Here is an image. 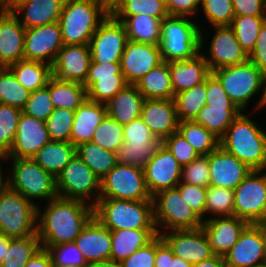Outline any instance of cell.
Segmentation results:
<instances>
[{
	"mask_svg": "<svg viewBox=\"0 0 266 267\" xmlns=\"http://www.w3.org/2000/svg\"><path fill=\"white\" fill-rule=\"evenodd\" d=\"M47 202L43 213L37 206V235L42 248L74 242L94 216V207L80 200L57 197Z\"/></svg>",
	"mask_w": 266,
	"mask_h": 267,
	"instance_id": "obj_1",
	"label": "cell"
},
{
	"mask_svg": "<svg viewBox=\"0 0 266 267\" xmlns=\"http://www.w3.org/2000/svg\"><path fill=\"white\" fill-rule=\"evenodd\" d=\"M220 147L252 170H266V132L241 113L220 139Z\"/></svg>",
	"mask_w": 266,
	"mask_h": 267,
	"instance_id": "obj_2",
	"label": "cell"
},
{
	"mask_svg": "<svg viewBox=\"0 0 266 267\" xmlns=\"http://www.w3.org/2000/svg\"><path fill=\"white\" fill-rule=\"evenodd\" d=\"M109 13L100 0H65L58 19L64 45L89 44Z\"/></svg>",
	"mask_w": 266,
	"mask_h": 267,
	"instance_id": "obj_3",
	"label": "cell"
},
{
	"mask_svg": "<svg viewBox=\"0 0 266 267\" xmlns=\"http://www.w3.org/2000/svg\"><path fill=\"white\" fill-rule=\"evenodd\" d=\"M182 16H166L161 22L160 52L163 61L192 59L202 49L204 35L197 23Z\"/></svg>",
	"mask_w": 266,
	"mask_h": 267,
	"instance_id": "obj_4",
	"label": "cell"
},
{
	"mask_svg": "<svg viewBox=\"0 0 266 267\" xmlns=\"http://www.w3.org/2000/svg\"><path fill=\"white\" fill-rule=\"evenodd\" d=\"M94 216L108 229H156L152 200L99 198Z\"/></svg>",
	"mask_w": 266,
	"mask_h": 267,
	"instance_id": "obj_5",
	"label": "cell"
},
{
	"mask_svg": "<svg viewBox=\"0 0 266 267\" xmlns=\"http://www.w3.org/2000/svg\"><path fill=\"white\" fill-rule=\"evenodd\" d=\"M37 204L6 186L0 192V235H37Z\"/></svg>",
	"mask_w": 266,
	"mask_h": 267,
	"instance_id": "obj_6",
	"label": "cell"
},
{
	"mask_svg": "<svg viewBox=\"0 0 266 267\" xmlns=\"http://www.w3.org/2000/svg\"><path fill=\"white\" fill-rule=\"evenodd\" d=\"M11 174L7 177V186L22 194L25 198H57L56 178L44 170L33 158H11Z\"/></svg>",
	"mask_w": 266,
	"mask_h": 267,
	"instance_id": "obj_7",
	"label": "cell"
},
{
	"mask_svg": "<svg viewBox=\"0 0 266 267\" xmlns=\"http://www.w3.org/2000/svg\"><path fill=\"white\" fill-rule=\"evenodd\" d=\"M221 83L226 94L244 111L254 94L262 89L265 75L251 62L218 68L211 72Z\"/></svg>",
	"mask_w": 266,
	"mask_h": 267,
	"instance_id": "obj_8",
	"label": "cell"
},
{
	"mask_svg": "<svg viewBox=\"0 0 266 267\" xmlns=\"http://www.w3.org/2000/svg\"><path fill=\"white\" fill-rule=\"evenodd\" d=\"M154 222L158 228L163 225L169 230L197 229L203 220L183 200L177 187L159 191L152 196Z\"/></svg>",
	"mask_w": 266,
	"mask_h": 267,
	"instance_id": "obj_9",
	"label": "cell"
},
{
	"mask_svg": "<svg viewBox=\"0 0 266 267\" xmlns=\"http://www.w3.org/2000/svg\"><path fill=\"white\" fill-rule=\"evenodd\" d=\"M56 189L58 197L85 203L94 196L96 199L91 202L94 207L100 198V178L76 154L57 175Z\"/></svg>",
	"mask_w": 266,
	"mask_h": 267,
	"instance_id": "obj_10",
	"label": "cell"
},
{
	"mask_svg": "<svg viewBox=\"0 0 266 267\" xmlns=\"http://www.w3.org/2000/svg\"><path fill=\"white\" fill-rule=\"evenodd\" d=\"M100 198L119 200H152L140 167L117 163L100 179Z\"/></svg>",
	"mask_w": 266,
	"mask_h": 267,
	"instance_id": "obj_11",
	"label": "cell"
},
{
	"mask_svg": "<svg viewBox=\"0 0 266 267\" xmlns=\"http://www.w3.org/2000/svg\"><path fill=\"white\" fill-rule=\"evenodd\" d=\"M234 216L248 224H260L266 221L264 170H252L234 189Z\"/></svg>",
	"mask_w": 266,
	"mask_h": 267,
	"instance_id": "obj_12",
	"label": "cell"
},
{
	"mask_svg": "<svg viewBox=\"0 0 266 267\" xmlns=\"http://www.w3.org/2000/svg\"><path fill=\"white\" fill-rule=\"evenodd\" d=\"M127 42L128 36L123 22L109 13L91 37L89 46L92 62L120 63Z\"/></svg>",
	"mask_w": 266,
	"mask_h": 267,
	"instance_id": "obj_13",
	"label": "cell"
},
{
	"mask_svg": "<svg viewBox=\"0 0 266 267\" xmlns=\"http://www.w3.org/2000/svg\"><path fill=\"white\" fill-rule=\"evenodd\" d=\"M63 46L58 22L26 29L24 60L38 61L52 66Z\"/></svg>",
	"mask_w": 266,
	"mask_h": 267,
	"instance_id": "obj_14",
	"label": "cell"
},
{
	"mask_svg": "<svg viewBox=\"0 0 266 267\" xmlns=\"http://www.w3.org/2000/svg\"><path fill=\"white\" fill-rule=\"evenodd\" d=\"M167 231L161 232L160 236L171 248L174 255L188 263L194 265L215 255L202 227Z\"/></svg>",
	"mask_w": 266,
	"mask_h": 267,
	"instance_id": "obj_15",
	"label": "cell"
},
{
	"mask_svg": "<svg viewBox=\"0 0 266 267\" xmlns=\"http://www.w3.org/2000/svg\"><path fill=\"white\" fill-rule=\"evenodd\" d=\"M182 167L162 144L143 168L145 184L151 196L180 183Z\"/></svg>",
	"mask_w": 266,
	"mask_h": 267,
	"instance_id": "obj_16",
	"label": "cell"
},
{
	"mask_svg": "<svg viewBox=\"0 0 266 267\" xmlns=\"http://www.w3.org/2000/svg\"><path fill=\"white\" fill-rule=\"evenodd\" d=\"M226 267H254L266 263L263 231L259 224H248L238 241L223 256Z\"/></svg>",
	"mask_w": 266,
	"mask_h": 267,
	"instance_id": "obj_17",
	"label": "cell"
},
{
	"mask_svg": "<svg viewBox=\"0 0 266 267\" xmlns=\"http://www.w3.org/2000/svg\"><path fill=\"white\" fill-rule=\"evenodd\" d=\"M162 62L159 45L128 40L120 65L127 83L136 85L145 74Z\"/></svg>",
	"mask_w": 266,
	"mask_h": 267,
	"instance_id": "obj_18",
	"label": "cell"
},
{
	"mask_svg": "<svg viewBox=\"0 0 266 267\" xmlns=\"http://www.w3.org/2000/svg\"><path fill=\"white\" fill-rule=\"evenodd\" d=\"M50 141L45 121L21 113L12 148L4 159L32 158Z\"/></svg>",
	"mask_w": 266,
	"mask_h": 267,
	"instance_id": "obj_19",
	"label": "cell"
},
{
	"mask_svg": "<svg viewBox=\"0 0 266 267\" xmlns=\"http://www.w3.org/2000/svg\"><path fill=\"white\" fill-rule=\"evenodd\" d=\"M215 34L210 43V58L203 54L210 71L221 67L240 65L249 60V56L237 41L230 26H214Z\"/></svg>",
	"mask_w": 266,
	"mask_h": 267,
	"instance_id": "obj_20",
	"label": "cell"
},
{
	"mask_svg": "<svg viewBox=\"0 0 266 267\" xmlns=\"http://www.w3.org/2000/svg\"><path fill=\"white\" fill-rule=\"evenodd\" d=\"M91 61L89 44L64 45L52 65V76L59 80L84 84Z\"/></svg>",
	"mask_w": 266,
	"mask_h": 267,
	"instance_id": "obj_21",
	"label": "cell"
},
{
	"mask_svg": "<svg viewBox=\"0 0 266 267\" xmlns=\"http://www.w3.org/2000/svg\"><path fill=\"white\" fill-rule=\"evenodd\" d=\"M208 162L210 186L234 190L252 171L220 146L208 155Z\"/></svg>",
	"mask_w": 266,
	"mask_h": 267,
	"instance_id": "obj_22",
	"label": "cell"
},
{
	"mask_svg": "<svg viewBox=\"0 0 266 267\" xmlns=\"http://www.w3.org/2000/svg\"><path fill=\"white\" fill-rule=\"evenodd\" d=\"M141 118L161 142L178 130L174 99H144Z\"/></svg>",
	"mask_w": 266,
	"mask_h": 267,
	"instance_id": "obj_23",
	"label": "cell"
},
{
	"mask_svg": "<svg viewBox=\"0 0 266 267\" xmlns=\"http://www.w3.org/2000/svg\"><path fill=\"white\" fill-rule=\"evenodd\" d=\"M74 243L87 263L110 261L111 230L95 216L85 225Z\"/></svg>",
	"mask_w": 266,
	"mask_h": 267,
	"instance_id": "obj_24",
	"label": "cell"
},
{
	"mask_svg": "<svg viewBox=\"0 0 266 267\" xmlns=\"http://www.w3.org/2000/svg\"><path fill=\"white\" fill-rule=\"evenodd\" d=\"M17 14H0V67L24 59V39L26 28Z\"/></svg>",
	"mask_w": 266,
	"mask_h": 267,
	"instance_id": "obj_25",
	"label": "cell"
},
{
	"mask_svg": "<svg viewBox=\"0 0 266 267\" xmlns=\"http://www.w3.org/2000/svg\"><path fill=\"white\" fill-rule=\"evenodd\" d=\"M248 223L236 216L207 218L202 229L206 233L215 255L224 256L234 244Z\"/></svg>",
	"mask_w": 266,
	"mask_h": 267,
	"instance_id": "obj_26",
	"label": "cell"
},
{
	"mask_svg": "<svg viewBox=\"0 0 266 267\" xmlns=\"http://www.w3.org/2000/svg\"><path fill=\"white\" fill-rule=\"evenodd\" d=\"M174 95L205 82L211 74L203 54L192 59L168 62Z\"/></svg>",
	"mask_w": 266,
	"mask_h": 267,
	"instance_id": "obj_27",
	"label": "cell"
},
{
	"mask_svg": "<svg viewBox=\"0 0 266 267\" xmlns=\"http://www.w3.org/2000/svg\"><path fill=\"white\" fill-rule=\"evenodd\" d=\"M107 115L106 105L86 99L74 113L70 142L74 146L90 142L93 134Z\"/></svg>",
	"mask_w": 266,
	"mask_h": 267,
	"instance_id": "obj_28",
	"label": "cell"
},
{
	"mask_svg": "<svg viewBox=\"0 0 266 267\" xmlns=\"http://www.w3.org/2000/svg\"><path fill=\"white\" fill-rule=\"evenodd\" d=\"M158 235L157 229L111 230L110 261L119 264Z\"/></svg>",
	"mask_w": 266,
	"mask_h": 267,
	"instance_id": "obj_29",
	"label": "cell"
},
{
	"mask_svg": "<svg viewBox=\"0 0 266 267\" xmlns=\"http://www.w3.org/2000/svg\"><path fill=\"white\" fill-rule=\"evenodd\" d=\"M144 99L136 85L128 84L105 104L107 115L124 126L141 117Z\"/></svg>",
	"mask_w": 266,
	"mask_h": 267,
	"instance_id": "obj_30",
	"label": "cell"
},
{
	"mask_svg": "<svg viewBox=\"0 0 266 267\" xmlns=\"http://www.w3.org/2000/svg\"><path fill=\"white\" fill-rule=\"evenodd\" d=\"M65 0H30L16 10L23 14L20 23L26 28H33L58 22Z\"/></svg>",
	"mask_w": 266,
	"mask_h": 267,
	"instance_id": "obj_31",
	"label": "cell"
},
{
	"mask_svg": "<svg viewBox=\"0 0 266 267\" xmlns=\"http://www.w3.org/2000/svg\"><path fill=\"white\" fill-rule=\"evenodd\" d=\"M145 99H174L168 62L163 61L136 84Z\"/></svg>",
	"mask_w": 266,
	"mask_h": 267,
	"instance_id": "obj_32",
	"label": "cell"
},
{
	"mask_svg": "<svg viewBox=\"0 0 266 267\" xmlns=\"http://www.w3.org/2000/svg\"><path fill=\"white\" fill-rule=\"evenodd\" d=\"M76 155V146L71 142L50 141L32 158L55 178Z\"/></svg>",
	"mask_w": 266,
	"mask_h": 267,
	"instance_id": "obj_33",
	"label": "cell"
},
{
	"mask_svg": "<svg viewBox=\"0 0 266 267\" xmlns=\"http://www.w3.org/2000/svg\"><path fill=\"white\" fill-rule=\"evenodd\" d=\"M46 87L54 108L75 111L87 99L86 88L80 83L63 81L52 76Z\"/></svg>",
	"mask_w": 266,
	"mask_h": 267,
	"instance_id": "obj_34",
	"label": "cell"
},
{
	"mask_svg": "<svg viewBox=\"0 0 266 267\" xmlns=\"http://www.w3.org/2000/svg\"><path fill=\"white\" fill-rule=\"evenodd\" d=\"M8 68L29 92L46 87L52 77V66L38 61L23 59Z\"/></svg>",
	"mask_w": 266,
	"mask_h": 267,
	"instance_id": "obj_35",
	"label": "cell"
},
{
	"mask_svg": "<svg viewBox=\"0 0 266 267\" xmlns=\"http://www.w3.org/2000/svg\"><path fill=\"white\" fill-rule=\"evenodd\" d=\"M242 113L236 106L205 105L197 114L194 122L204 126L209 132L221 139L232 122Z\"/></svg>",
	"mask_w": 266,
	"mask_h": 267,
	"instance_id": "obj_36",
	"label": "cell"
},
{
	"mask_svg": "<svg viewBox=\"0 0 266 267\" xmlns=\"http://www.w3.org/2000/svg\"><path fill=\"white\" fill-rule=\"evenodd\" d=\"M162 20L145 14L129 16L123 24L128 40L138 43L159 45Z\"/></svg>",
	"mask_w": 266,
	"mask_h": 267,
	"instance_id": "obj_37",
	"label": "cell"
},
{
	"mask_svg": "<svg viewBox=\"0 0 266 267\" xmlns=\"http://www.w3.org/2000/svg\"><path fill=\"white\" fill-rule=\"evenodd\" d=\"M76 154L101 179L117 165L116 152L90 142L79 144Z\"/></svg>",
	"mask_w": 266,
	"mask_h": 267,
	"instance_id": "obj_38",
	"label": "cell"
},
{
	"mask_svg": "<svg viewBox=\"0 0 266 267\" xmlns=\"http://www.w3.org/2000/svg\"><path fill=\"white\" fill-rule=\"evenodd\" d=\"M174 102L179 122L193 121L207 102L206 80L193 88L175 94Z\"/></svg>",
	"mask_w": 266,
	"mask_h": 267,
	"instance_id": "obj_39",
	"label": "cell"
},
{
	"mask_svg": "<svg viewBox=\"0 0 266 267\" xmlns=\"http://www.w3.org/2000/svg\"><path fill=\"white\" fill-rule=\"evenodd\" d=\"M199 155H209L220 146V139L194 121H181L177 130Z\"/></svg>",
	"mask_w": 266,
	"mask_h": 267,
	"instance_id": "obj_40",
	"label": "cell"
},
{
	"mask_svg": "<svg viewBox=\"0 0 266 267\" xmlns=\"http://www.w3.org/2000/svg\"><path fill=\"white\" fill-rule=\"evenodd\" d=\"M110 13L119 21L129 16L145 14L163 20L168 16L166 5L159 0H122Z\"/></svg>",
	"mask_w": 266,
	"mask_h": 267,
	"instance_id": "obj_41",
	"label": "cell"
},
{
	"mask_svg": "<svg viewBox=\"0 0 266 267\" xmlns=\"http://www.w3.org/2000/svg\"><path fill=\"white\" fill-rule=\"evenodd\" d=\"M41 248L38 235L11 238L9 249L0 267H24Z\"/></svg>",
	"mask_w": 266,
	"mask_h": 267,
	"instance_id": "obj_42",
	"label": "cell"
},
{
	"mask_svg": "<svg viewBox=\"0 0 266 267\" xmlns=\"http://www.w3.org/2000/svg\"><path fill=\"white\" fill-rule=\"evenodd\" d=\"M266 16L235 15L230 27L236 35L237 41L249 56L254 50L260 28Z\"/></svg>",
	"mask_w": 266,
	"mask_h": 267,
	"instance_id": "obj_43",
	"label": "cell"
},
{
	"mask_svg": "<svg viewBox=\"0 0 266 267\" xmlns=\"http://www.w3.org/2000/svg\"><path fill=\"white\" fill-rule=\"evenodd\" d=\"M30 92L22 86L9 68L0 67V103L20 108L25 107Z\"/></svg>",
	"mask_w": 266,
	"mask_h": 267,
	"instance_id": "obj_44",
	"label": "cell"
},
{
	"mask_svg": "<svg viewBox=\"0 0 266 267\" xmlns=\"http://www.w3.org/2000/svg\"><path fill=\"white\" fill-rule=\"evenodd\" d=\"M161 143H132L123 142L116 151L118 163L144 168L154 156Z\"/></svg>",
	"mask_w": 266,
	"mask_h": 267,
	"instance_id": "obj_45",
	"label": "cell"
},
{
	"mask_svg": "<svg viewBox=\"0 0 266 267\" xmlns=\"http://www.w3.org/2000/svg\"><path fill=\"white\" fill-rule=\"evenodd\" d=\"M123 132V125L106 115L94 132L91 141L103 149L116 152L124 142Z\"/></svg>",
	"mask_w": 266,
	"mask_h": 267,
	"instance_id": "obj_46",
	"label": "cell"
},
{
	"mask_svg": "<svg viewBox=\"0 0 266 267\" xmlns=\"http://www.w3.org/2000/svg\"><path fill=\"white\" fill-rule=\"evenodd\" d=\"M22 110L0 103V155L5 156L12 148Z\"/></svg>",
	"mask_w": 266,
	"mask_h": 267,
	"instance_id": "obj_47",
	"label": "cell"
},
{
	"mask_svg": "<svg viewBox=\"0 0 266 267\" xmlns=\"http://www.w3.org/2000/svg\"><path fill=\"white\" fill-rule=\"evenodd\" d=\"M207 212L217 217L234 216V190L209 185L205 202Z\"/></svg>",
	"mask_w": 266,
	"mask_h": 267,
	"instance_id": "obj_48",
	"label": "cell"
},
{
	"mask_svg": "<svg viewBox=\"0 0 266 267\" xmlns=\"http://www.w3.org/2000/svg\"><path fill=\"white\" fill-rule=\"evenodd\" d=\"M75 111L55 108L45 121L51 141L70 142Z\"/></svg>",
	"mask_w": 266,
	"mask_h": 267,
	"instance_id": "obj_49",
	"label": "cell"
},
{
	"mask_svg": "<svg viewBox=\"0 0 266 267\" xmlns=\"http://www.w3.org/2000/svg\"><path fill=\"white\" fill-rule=\"evenodd\" d=\"M128 85L125 77L98 78L87 90V99L106 104Z\"/></svg>",
	"mask_w": 266,
	"mask_h": 267,
	"instance_id": "obj_50",
	"label": "cell"
},
{
	"mask_svg": "<svg viewBox=\"0 0 266 267\" xmlns=\"http://www.w3.org/2000/svg\"><path fill=\"white\" fill-rule=\"evenodd\" d=\"M200 5L213 26H230L235 17L232 0H200Z\"/></svg>",
	"mask_w": 266,
	"mask_h": 267,
	"instance_id": "obj_51",
	"label": "cell"
},
{
	"mask_svg": "<svg viewBox=\"0 0 266 267\" xmlns=\"http://www.w3.org/2000/svg\"><path fill=\"white\" fill-rule=\"evenodd\" d=\"M45 249L54 267L80 266L86 267L87 262L74 242L51 246Z\"/></svg>",
	"mask_w": 266,
	"mask_h": 267,
	"instance_id": "obj_52",
	"label": "cell"
},
{
	"mask_svg": "<svg viewBox=\"0 0 266 267\" xmlns=\"http://www.w3.org/2000/svg\"><path fill=\"white\" fill-rule=\"evenodd\" d=\"M54 106L47 87L30 92L29 99L22 113L38 120L46 121L52 114Z\"/></svg>",
	"mask_w": 266,
	"mask_h": 267,
	"instance_id": "obj_53",
	"label": "cell"
},
{
	"mask_svg": "<svg viewBox=\"0 0 266 267\" xmlns=\"http://www.w3.org/2000/svg\"><path fill=\"white\" fill-rule=\"evenodd\" d=\"M180 182L207 188L210 183L208 155H199L183 166Z\"/></svg>",
	"mask_w": 266,
	"mask_h": 267,
	"instance_id": "obj_54",
	"label": "cell"
},
{
	"mask_svg": "<svg viewBox=\"0 0 266 267\" xmlns=\"http://www.w3.org/2000/svg\"><path fill=\"white\" fill-rule=\"evenodd\" d=\"M161 144L170 151L181 167L188 165L199 156V153L178 131L165 138Z\"/></svg>",
	"mask_w": 266,
	"mask_h": 267,
	"instance_id": "obj_55",
	"label": "cell"
},
{
	"mask_svg": "<svg viewBox=\"0 0 266 267\" xmlns=\"http://www.w3.org/2000/svg\"><path fill=\"white\" fill-rule=\"evenodd\" d=\"M187 205L204 221L207 188L180 182L177 186Z\"/></svg>",
	"mask_w": 266,
	"mask_h": 267,
	"instance_id": "obj_56",
	"label": "cell"
},
{
	"mask_svg": "<svg viewBox=\"0 0 266 267\" xmlns=\"http://www.w3.org/2000/svg\"><path fill=\"white\" fill-rule=\"evenodd\" d=\"M124 127V142L132 143H161L160 140L152 133L148 126L139 117Z\"/></svg>",
	"mask_w": 266,
	"mask_h": 267,
	"instance_id": "obj_57",
	"label": "cell"
},
{
	"mask_svg": "<svg viewBox=\"0 0 266 267\" xmlns=\"http://www.w3.org/2000/svg\"><path fill=\"white\" fill-rule=\"evenodd\" d=\"M156 237L139 248L130 257L121 261L119 267H155Z\"/></svg>",
	"mask_w": 266,
	"mask_h": 267,
	"instance_id": "obj_58",
	"label": "cell"
},
{
	"mask_svg": "<svg viewBox=\"0 0 266 267\" xmlns=\"http://www.w3.org/2000/svg\"><path fill=\"white\" fill-rule=\"evenodd\" d=\"M106 77H124L120 63L100 64L91 61L88 76L83 86L87 90L94 82L98 81V78Z\"/></svg>",
	"mask_w": 266,
	"mask_h": 267,
	"instance_id": "obj_59",
	"label": "cell"
},
{
	"mask_svg": "<svg viewBox=\"0 0 266 267\" xmlns=\"http://www.w3.org/2000/svg\"><path fill=\"white\" fill-rule=\"evenodd\" d=\"M207 102L212 106H235L229 96L224 91L219 80L211 73L206 78Z\"/></svg>",
	"mask_w": 266,
	"mask_h": 267,
	"instance_id": "obj_60",
	"label": "cell"
},
{
	"mask_svg": "<svg viewBox=\"0 0 266 267\" xmlns=\"http://www.w3.org/2000/svg\"><path fill=\"white\" fill-rule=\"evenodd\" d=\"M249 61L264 75L266 74V20L260 28L254 50L249 55Z\"/></svg>",
	"mask_w": 266,
	"mask_h": 267,
	"instance_id": "obj_61",
	"label": "cell"
},
{
	"mask_svg": "<svg viewBox=\"0 0 266 267\" xmlns=\"http://www.w3.org/2000/svg\"><path fill=\"white\" fill-rule=\"evenodd\" d=\"M235 15L266 16V0H232Z\"/></svg>",
	"mask_w": 266,
	"mask_h": 267,
	"instance_id": "obj_62",
	"label": "cell"
},
{
	"mask_svg": "<svg viewBox=\"0 0 266 267\" xmlns=\"http://www.w3.org/2000/svg\"><path fill=\"white\" fill-rule=\"evenodd\" d=\"M199 5L200 0H169L166 8L171 16L189 17L196 14Z\"/></svg>",
	"mask_w": 266,
	"mask_h": 267,
	"instance_id": "obj_63",
	"label": "cell"
},
{
	"mask_svg": "<svg viewBox=\"0 0 266 267\" xmlns=\"http://www.w3.org/2000/svg\"><path fill=\"white\" fill-rule=\"evenodd\" d=\"M173 252L168 244L158 234L156 236L155 267H171Z\"/></svg>",
	"mask_w": 266,
	"mask_h": 267,
	"instance_id": "obj_64",
	"label": "cell"
},
{
	"mask_svg": "<svg viewBox=\"0 0 266 267\" xmlns=\"http://www.w3.org/2000/svg\"><path fill=\"white\" fill-rule=\"evenodd\" d=\"M24 267H54L49 253L41 248Z\"/></svg>",
	"mask_w": 266,
	"mask_h": 267,
	"instance_id": "obj_65",
	"label": "cell"
},
{
	"mask_svg": "<svg viewBox=\"0 0 266 267\" xmlns=\"http://www.w3.org/2000/svg\"><path fill=\"white\" fill-rule=\"evenodd\" d=\"M193 267H226L224 258L221 255H214L209 259L194 264Z\"/></svg>",
	"mask_w": 266,
	"mask_h": 267,
	"instance_id": "obj_66",
	"label": "cell"
},
{
	"mask_svg": "<svg viewBox=\"0 0 266 267\" xmlns=\"http://www.w3.org/2000/svg\"><path fill=\"white\" fill-rule=\"evenodd\" d=\"M11 238L5 235H0V264L2 263L5 254L10 246Z\"/></svg>",
	"mask_w": 266,
	"mask_h": 267,
	"instance_id": "obj_67",
	"label": "cell"
},
{
	"mask_svg": "<svg viewBox=\"0 0 266 267\" xmlns=\"http://www.w3.org/2000/svg\"><path fill=\"white\" fill-rule=\"evenodd\" d=\"M30 0H8V14L15 13L22 5Z\"/></svg>",
	"mask_w": 266,
	"mask_h": 267,
	"instance_id": "obj_68",
	"label": "cell"
},
{
	"mask_svg": "<svg viewBox=\"0 0 266 267\" xmlns=\"http://www.w3.org/2000/svg\"><path fill=\"white\" fill-rule=\"evenodd\" d=\"M171 267H193V265L188 263L184 259L180 258L179 256L174 255L173 253V260Z\"/></svg>",
	"mask_w": 266,
	"mask_h": 267,
	"instance_id": "obj_69",
	"label": "cell"
},
{
	"mask_svg": "<svg viewBox=\"0 0 266 267\" xmlns=\"http://www.w3.org/2000/svg\"><path fill=\"white\" fill-rule=\"evenodd\" d=\"M86 267H119V266H118V264H114L111 261H108V262L88 263Z\"/></svg>",
	"mask_w": 266,
	"mask_h": 267,
	"instance_id": "obj_70",
	"label": "cell"
},
{
	"mask_svg": "<svg viewBox=\"0 0 266 267\" xmlns=\"http://www.w3.org/2000/svg\"><path fill=\"white\" fill-rule=\"evenodd\" d=\"M100 1L109 11H111L122 0H100Z\"/></svg>",
	"mask_w": 266,
	"mask_h": 267,
	"instance_id": "obj_71",
	"label": "cell"
},
{
	"mask_svg": "<svg viewBox=\"0 0 266 267\" xmlns=\"http://www.w3.org/2000/svg\"><path fill=\"white\" fill-rule=\"evenodd\" d=\"M0 14H8V0H0Z\"/></svg>",
	"mask_w": 266,
	"mask_h": 267,
	"instance_id": "obj_72",
	"label": "cell"
},
{
	"mask_svg": "<svg viewBox=\"0 0 266 267\" xmlns=\"http://www.w3.org/2000/svg\"><path fill=\"white\" fill-rule=\"evenodd\" d=\"M1 165H0V192L7 186V181L5 179L4 181V175H3V171L1 170Z\"/></svg>",
	"mask_w": 266,
	"mask_h": 267,
	"instance_id": "obj_73",
	"label": "cell"
},
{
	"mask_svg": "<svg viewBox=\"0 0 266 267\" xmlns=\"http://www.w3.org/2000/svg\"><path fill=\"white\" fill-rule=\"evenodd\" d=\"M263 231V238H264V247H265V256H266V222L259 224Z\"/></svg>",
	"mask_w": 266,
	"mask_h": 267,
	"instance_id": "obj_74",
	"label": "cell"
},
{
	"mask_svg": "<svg viewBox=\"0 0 266 267\" xmlns=\"http://www.w3.org/2000/svg\"><path fill=\"white\" fill-rule=\"evenodd\" d=\"M265 85H266V74H265V82H264L263 94L261 95L260 100H259L257 106L255 107L256 109H259V106H260V103H261L262 99L266 98V86Z\"/></svg>",
	"mask_w": 266,
	"mask_h": 267,
	"instance_id": "obj_75",
	"label": "cell"
},
{
	"mask_svg": "<svg viewBox=\"0 0 266 267\" xmlns=\"http://www.w3.org/2000/svg\"><path fill=\"white\" fill-rule=\"evenodd\" d=\"M265 107L266 106V98H263L262 99V101H261V103H260V106H259V109L261 108V107Z\"/></svg>",
	"mask_w": 266,
	"mask_h": 267,
	"instance_id": "obj_76",
	"label": "cell"
},
{
	"mask_svg": "<svg viewBox=\"0 0 266 267\" xmlns=\"http://www.w3.org/2000/svg\"><path fill=\"white\" fill-rule=\"evenodd\" d=\"M160 2H162L163 4L167 5L169 0H159Z\"/></svg>",
	"mask_w": 266,
	"mask_h": 267,
	"instance_id": "obj_77",
	"label": "cell"
},
{
	"mask_svg": "<svg viewBox=\"0 0 266 267\" xmlns=\"http://www.w3.org/2000/svg\"><path fill=\"white\" fill-rule=\"evenodd\" d=\"M254 267H266V263L260 264V265H256Z\"/></svg>",
	"mask_w": 266,
	"mask_h": 267,
	"instance_id": "obj_78",
	"label": "cell"
}]
</instances>
